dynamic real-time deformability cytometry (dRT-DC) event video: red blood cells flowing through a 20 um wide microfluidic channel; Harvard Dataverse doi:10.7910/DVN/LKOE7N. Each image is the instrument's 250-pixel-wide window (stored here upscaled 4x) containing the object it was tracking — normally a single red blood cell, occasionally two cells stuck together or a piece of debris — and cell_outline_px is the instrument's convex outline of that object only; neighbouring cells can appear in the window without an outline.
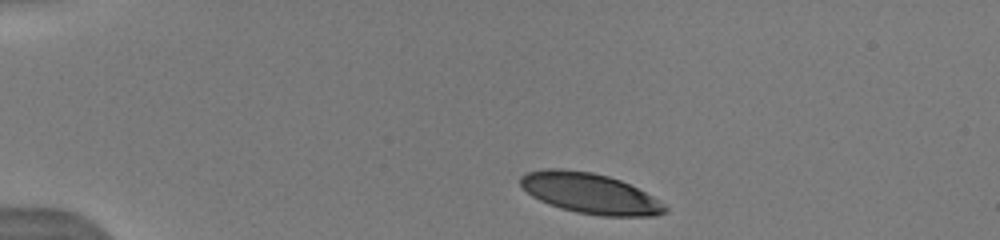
{"species": "human", "species_latin": "Homo sapiens", "temperature_condition": "warm", "stored_images_in_passage": 18, "camera_frame_rate_fps": 3000, "um_per_image_px": 0.085, "donor": {"sex": "male"}, "frame": {"image": 1, "passage_image": 1, "time_ms": 0.0, "image_size_px": [1000, 240], "cell_outline_px": [[668, 208], [664, 212], [656, 216], [604, 216], [576, 212], [560, 208], [548, 204], [532, 196], [520, 184], [520, 176], [528, 172], [544, 168], [560, 168], [592, 172], [608, 176], [620, 180], [652, 196], [664, 204]], "centroid_in_image_um": [50.12, 16.43], "position_along_channel_um": 34.9, "area_um2": 33.87}}
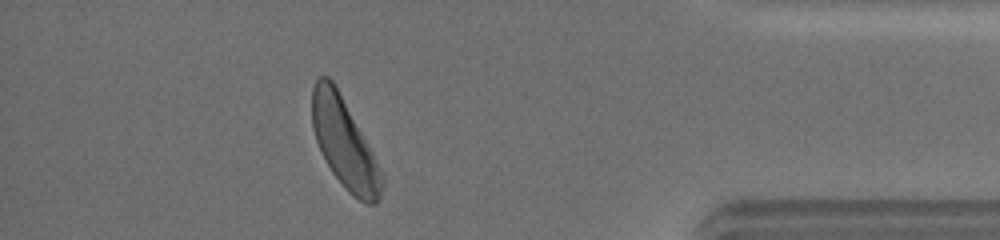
{"frame": {"image": 2, "passage_image": 16, "time_ms": 11.667, "image_size_px": [1000, 240], "cell_outline_px": [[384, 184], [380, 196], [376, 204], [368, 204], [352, 196], [348, 192], [332, 172], [316, 140], [312, 128], [312, 88], [316, 80], [320, 76], [328, 76], [332, 80], [372, 152], [384, 176]], "centroid_in_image_um": [29.28, 12.22], "position_along_channel_um": 405.9, "area_um2": 35.66}, "authors_computed_cell_mechanics": {"area_um2": 36.7897, "velocity_mm_per_s": 4.0393, "shape_relaxation_time_tau1_ms": 2.3155, "shape_relaxation_time_tau2_ms": 2.5333, "deformation_change_tau1": 0.118, "deformation_change_tau2": 0.1075}}